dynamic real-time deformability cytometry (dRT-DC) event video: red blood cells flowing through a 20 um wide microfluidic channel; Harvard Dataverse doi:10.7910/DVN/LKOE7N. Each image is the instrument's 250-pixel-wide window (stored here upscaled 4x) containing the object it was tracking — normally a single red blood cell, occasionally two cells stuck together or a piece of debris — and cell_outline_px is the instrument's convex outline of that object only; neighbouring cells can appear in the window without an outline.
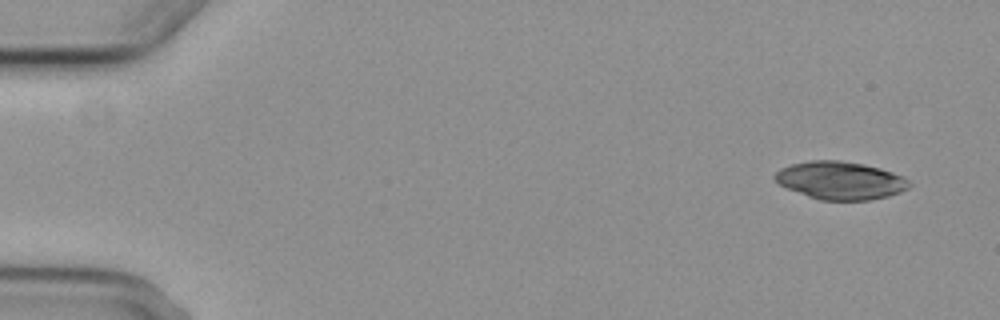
{"species": "common noctule bat (a hibernating species)", "species_latin": "Nyctalus noctula", "temperature_condition": "cold", "stored_images_in_passage": 6, "camera_frame_rate_fps": 3000, "um_per_image_px": 0.085, "animal": {"sex": "female", "body_mass_g": 29.2, "forearm_length_mm": 56.3}, "frame": {"image": 1, "passage_image": 1, "time_ms": 0.0, "image_size_px": [1000, 320], "cell_outline_px": [[912, 184], [908, 188], [900, 192], [888, 196], [868, 200], [820, 200], [808, 196], [788, 188], [780, 184], [772, 176], [780, 168], [792, 164], [812, 160], [840, 160], [864, 164], [880, 168], [892, 172], [908, 180]], "centroid_in_image_um": [71.43, 15.33], "position_along_channel_um": 13.6, "area_um2": 29.48}}
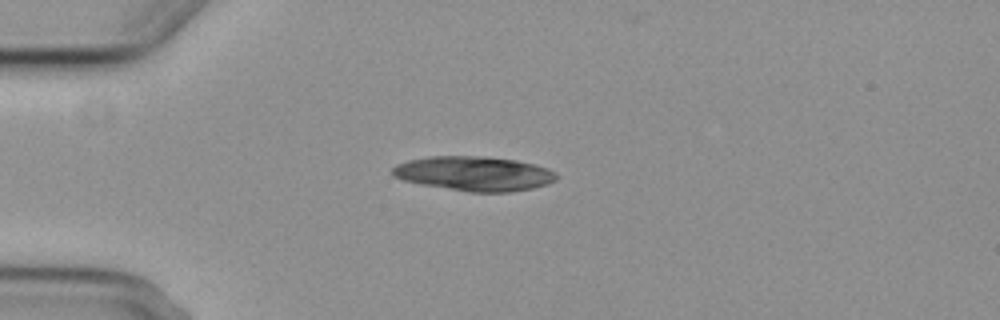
{"frame": {"image": 2, "passage_image": 4, "time_ms": 3.667, "image_size_px": [1000, 320], "cell_outline_px": [[560, 176], [556, 180], [548, 184], [532, 188], [508, 192], [468, 192], [420, 184], [404, 180], [392, 176], [392, 168], [396, 164], [408, 160], [432, 156], [476, 156], [516, 160], [548, 168], [556, 172]], "centroid_in_image_um": [40.31, 14.76], "position_along_channel_um": 44.7, "area_um2": 33.0}}